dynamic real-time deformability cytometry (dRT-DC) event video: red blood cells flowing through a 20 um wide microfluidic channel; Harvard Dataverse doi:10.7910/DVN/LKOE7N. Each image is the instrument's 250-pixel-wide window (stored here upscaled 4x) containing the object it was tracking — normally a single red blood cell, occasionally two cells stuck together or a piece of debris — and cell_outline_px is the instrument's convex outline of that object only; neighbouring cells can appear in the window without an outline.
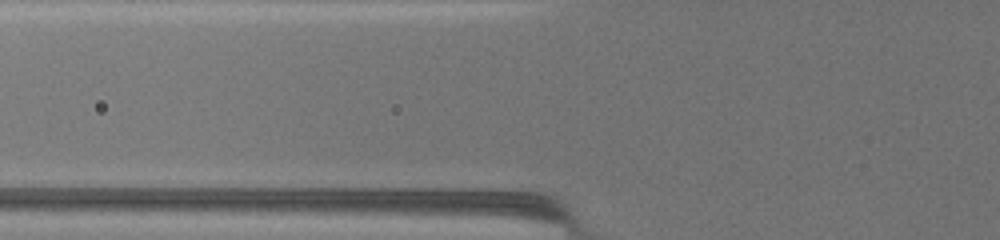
{"species": "common noctule bat (a hibernating species)", "species_latin": "Nyctalus noctula", "temperature_condition": "warm", "stored_images_in_passage": 4, "camera_frame_rate_fps": 3000, "um_per_image_px": 0.085, "animal": {"sex": "female", "body_mass_g": 19.5, "forearm_length_mm": 54.1}, "frame": {"image": 1, "passage_image": 3, "time_ms": 0.667, "image_size_px": [1000, 240], "cell_outline_px": [[504, 192], [496, 196], [460, 208], [352, 208], [348, 204], [340, 192]], "centroid_in_image_um": [35.28, 16.95], "position_along_channel_um": 90.5, "area_um2": 15.95}}